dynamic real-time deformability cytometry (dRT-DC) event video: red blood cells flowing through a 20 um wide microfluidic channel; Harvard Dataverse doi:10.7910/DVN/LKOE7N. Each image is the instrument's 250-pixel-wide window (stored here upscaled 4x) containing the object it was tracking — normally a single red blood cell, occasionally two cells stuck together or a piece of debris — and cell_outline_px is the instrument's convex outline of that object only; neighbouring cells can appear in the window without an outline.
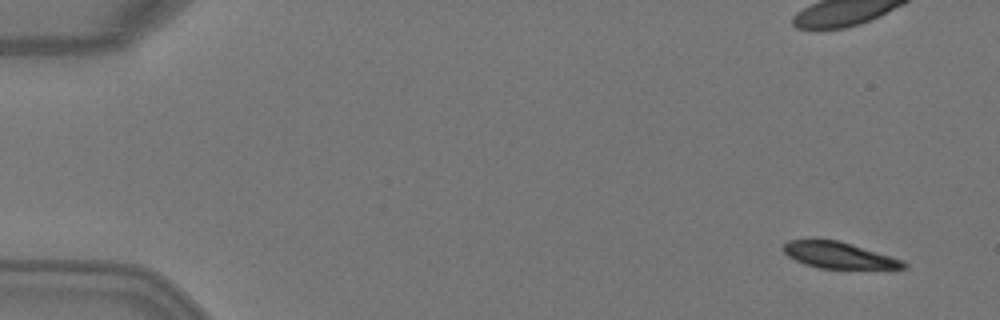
{"species": "Egyptian fruit bat (a non-hibernating species)", "species_latin": "Rousettus aegyptiacus", "temperature_condition": "warm", "stored_images_in_passage": 4, "camera_frame_rate_fps": 3000, "um_per_image_px": 0.085, "animal": {"sex": "female"}, "frame": {"image": 1, "passage_image": 1, "time_ms": 0.0, "image_size_px": [1000, 320], "cell_outline_px": [[908, 268], [816, 268], [804, 264], [788, 256], [784, 252], [784, 244], [788, 240], [840, 240], [904, 260], [908, 264]], "centroid_in_image_um": [71.32, 21.7], "position_along_channel_um": 13.7, "area_um2": 18.26}}